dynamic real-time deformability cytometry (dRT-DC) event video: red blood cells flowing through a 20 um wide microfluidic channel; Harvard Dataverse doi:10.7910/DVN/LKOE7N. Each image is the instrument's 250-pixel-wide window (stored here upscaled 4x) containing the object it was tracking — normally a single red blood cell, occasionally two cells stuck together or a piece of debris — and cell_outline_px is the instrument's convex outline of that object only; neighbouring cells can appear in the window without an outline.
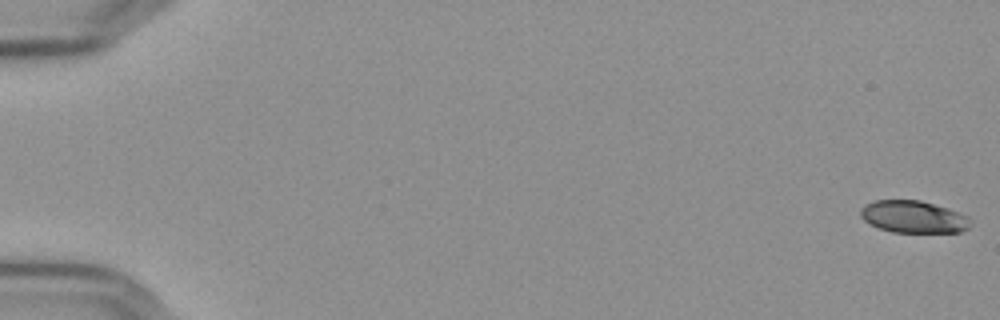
{"species": "Egyptian fruit bat (a non-hibernating species)", "species_latin": "Rousettus aegyptiacus", "temperature_condition": "cold", "stored_images_in_passage": 18, "camera_frame_rate_fps": 3000, "um_per_image_px": 0.085, "frame": {"image": 1, "passage_image": 1, "time_ms": 0.0, "image_size_px": [1000, 320], "cell_outline_px": [[968, 228], [960, 232], [892, 232], [880, 228], [864, 220], [860, 216], [860, 212], [864, 204], [872, 200], [920, 200], [948, 208], [968, 216]], "centroid_in_image_um": [77.61, 18.42], "position_along_channel_um": 7.4, "area_um2": 20.46}}
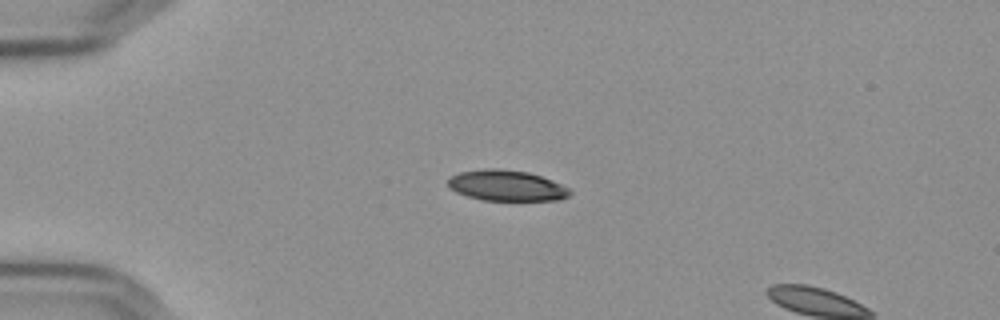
{"frame": {"image": 2, "passage_image": 15, "time_ms": 4.667, "image_size_px": [1000, 320], "cell_outline_px": [[572, 192], [568, 196], [556, 200], [484, 200], [468, 196], [456, 192], [448, 184], [448, 180], [452, 176], [460, 172], [488, 168], [496, 168], [528, 172], [552, 180], [568, 188]], "centroid_in_image_um": [43.06, 15.77], "position_along_channel_um": 41.9, "area_um2": 21.5}}